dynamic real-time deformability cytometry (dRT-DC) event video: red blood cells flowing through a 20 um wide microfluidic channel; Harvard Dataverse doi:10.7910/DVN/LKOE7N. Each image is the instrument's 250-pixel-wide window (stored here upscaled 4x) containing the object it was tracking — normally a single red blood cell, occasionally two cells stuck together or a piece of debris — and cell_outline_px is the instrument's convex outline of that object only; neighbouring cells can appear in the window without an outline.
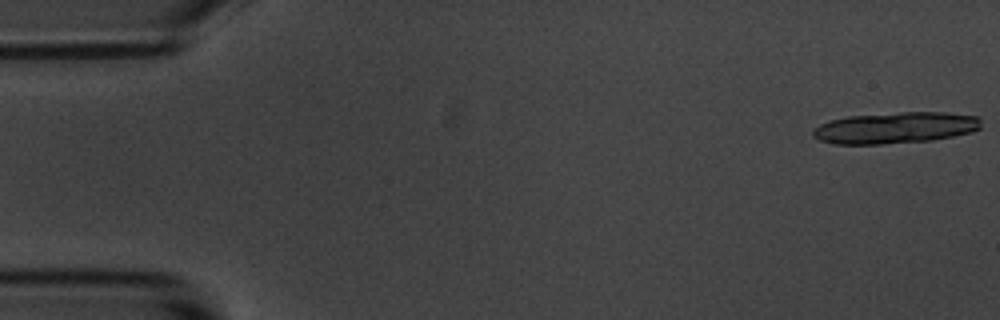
{"species": "common noctule bat (a hibernating species)", "species_latin": "Nyctalus noctula", "temperature_condition": "room temperature", "stored_images_in_passage": 17, "camera_frame_rate_fps": 3000, "um_per_image_px": 0.085, "animal": {"sex": "male", "body_mass_g": 20.1, "forearm_length_mm": 53.5}, "frame": {"image": 1, "passage_image": 1, "time_ms": 0.0, "image_size_px": [1000, 320], "cell_outline_px": [[980, 128], [972, 132], [932, 140], [880, 144], [832, 144], [820, 140], [812, 136], [812, 128], [828, 120], [848, 116], [900, 112], [944, 112], [976, 116], [980, 120]], "centroid_in_image_um": [76.05, 10.86], "position_along_channel_um": 9.0, "area_um2": 30.81}}